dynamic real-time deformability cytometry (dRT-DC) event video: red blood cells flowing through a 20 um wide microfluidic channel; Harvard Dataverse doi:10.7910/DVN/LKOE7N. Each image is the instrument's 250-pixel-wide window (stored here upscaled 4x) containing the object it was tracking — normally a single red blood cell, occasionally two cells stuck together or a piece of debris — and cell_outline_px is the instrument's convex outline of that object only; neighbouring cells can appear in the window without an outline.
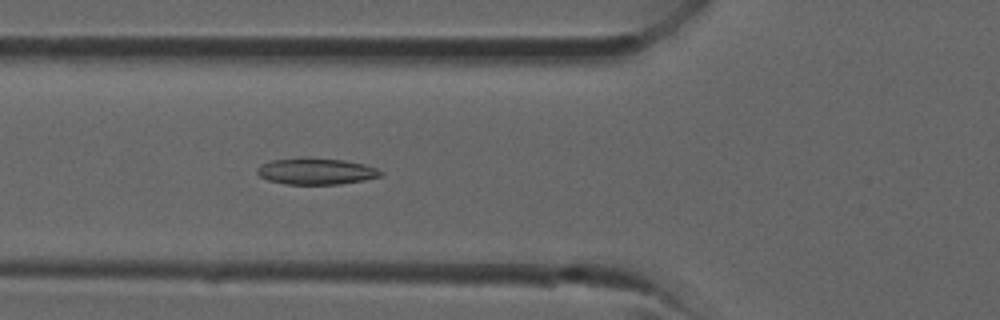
{"species": "common noctule bat (a hibernating species)", "species_latin": "Nyctalus noctula", "temperature_condition": "room temperature", "stored_images_in_passage": 33, "camera_frame_rate_fps": 3000, "um_per_image_px": 0.085, "animal": {"sex": "male", "forearm_length_mm": 52.5}, "frame": {"image": 1, "passage_image": 14, "time_ms": 4.333, "image_size_px": [1000, 320], "cell_outline_px": [[384, 172], [380, 176], [364, 180], [340, 184], [288, 184], [268, 180], [260, 176], [256, 172], [256, 168], [260, 164], [268, 160], [304, 156], [308, 156], [344, 160], [364, 164], [376, 168]], "centroid_in_image_um": [26.82, 14.53], "position_along_channel_um": 99.0, "area_um2": 19.42}}
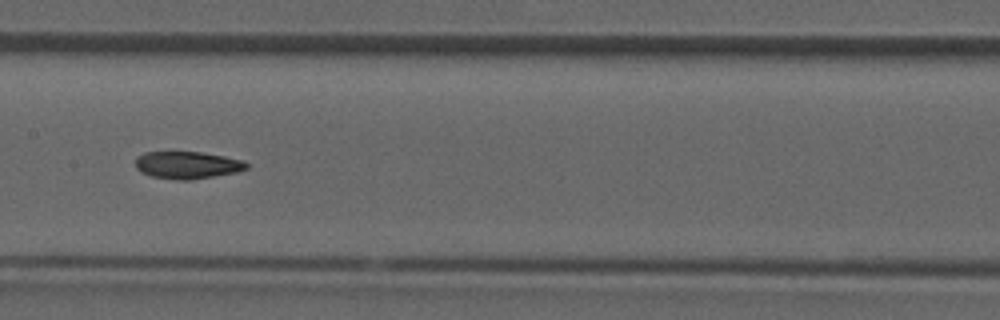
{"frame": {"image": 2, "passage_image": 19, "time_ms": 6.0, "image_size_px": [1000, 320], "cell_outline_px": [[248, 168], [236, 172], [192, 180], [176, 180], [152, 176], [140, 172], [136, 168], [136, 156], [144, 152], [200, 152], [224, 156], [240, 160], [248, 164]], "centroid_in_image_um": [15.88, 14.03], "position_along_channel_um": 191.5, "area_um2": 17.63}}
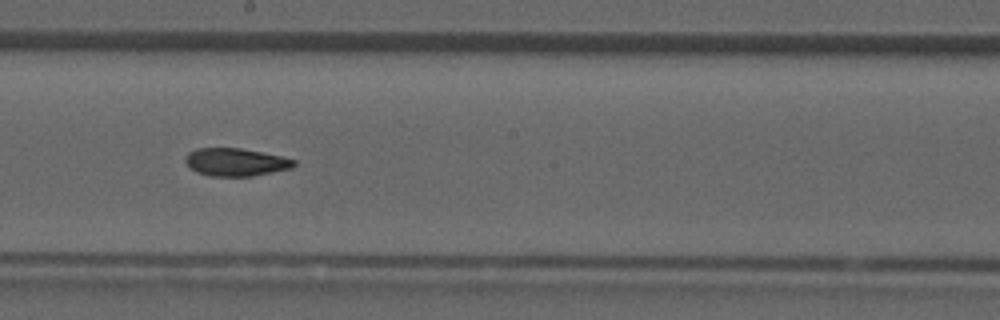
{"frame": {"image": 3, "passage_image": 21, "time_ms": 6.667, "image_size_px": [1000, 320], "cell_outline_px": [[296, 164], [292, 168], [252, 176], [212, 176], [196, 172], [184, 160], [184, 156], [188, 152], [196, 148], [240, 148], [280, 156], [296, 160]], "centroid_in_image_um": [20.02, 13.77], "position_along_channel_um": 228.2, "area_um2": 17.51}}